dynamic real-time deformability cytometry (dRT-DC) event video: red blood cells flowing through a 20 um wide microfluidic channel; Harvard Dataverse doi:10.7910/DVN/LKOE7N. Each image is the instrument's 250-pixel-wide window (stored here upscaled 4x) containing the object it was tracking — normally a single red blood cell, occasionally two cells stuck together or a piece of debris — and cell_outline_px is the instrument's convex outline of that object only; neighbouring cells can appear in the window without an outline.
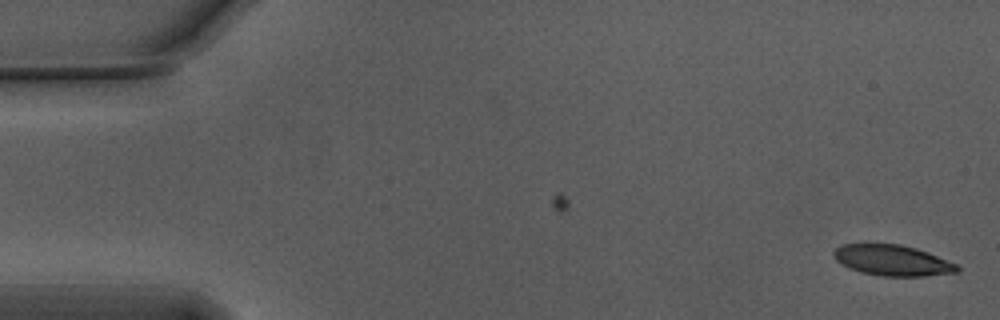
{"species": "Egyptian fruit bat (a non-hibernating species)", "species_latin": "Rousettus aegyptiacus", "temperature_condition": "warm", "stored_images_in_passage": 11, "camera_frame_rate_fps": 3000, "um_per_image_px": 0.085, "animal": {"sex": "male"}, "frame": {"image": 1, "passage_image": 1, "time_ms": 0.0, "image_size_px": [1000, 320], "cell_outline_px": [[960, 272], [924, 276], [884, 276], [860, 272], [840, 264], [832, 256], [832, 252], [840, 244], [900, 244], [916, 248], [928, 252], [956, 264], [960, 268]], "centroid_in_image_um": [75.83, 22.13], "position_along_channel_um": 9.2, "area_um2": 22.2}}